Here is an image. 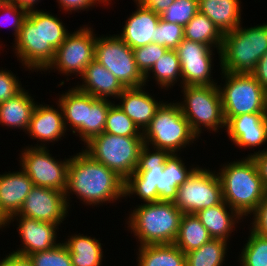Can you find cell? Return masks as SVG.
<instances>
[{"label":"cell","mask_w":267,"mask_h":266,"mask_svg":"<svg viewBox=\"0 0 267 266\" xmlns=\"http://www.w3.org/2000/svg\"><path fill=\"white\" fill-rule=\"evenodd\" d=\"M179 156L178 153L171 154L167 150L149 147L144 143L136 170L124 181V197L137 195L143 204L174 202L178 187L197 168L192 166L187 169Z\"/></svg>","instance_id":"1"},{"label":"cell","mask_w":267,"mask_h":266,"mask_svg":"<svg viewBox=\"0 0 267 266\" xmlns=\"http://www.w3.org/2000/svg\"><path fill=\"white\" fill-rule=\"evenodd\" d=\"M62 20L43 10L28 11L13 49L17 60L29 71H44L53 61L56 49L69 34Z\"/></svg>","instance_id":"2"},{"label":"cell","mask_w":267,"mask_h":266,"mask_svg":"<svg viewBox=\"0 0 267 266\" xmlns=\"http://www.w3.org/2000/svg\"><path fill=\"white\" fill-rule=\"evenodd\" d=\"M70 194H75L81 203L92 207L114 203L124 199V180L82 149L70 157L65 190L68 207L71 206Z\"/></svg>","instance_id":"3"},{"label":"cell","mask_w":267,"mask_h":266,"mask_svg":"<svg viewBox=\"0 0 267 266\" xmlns=\"http://www.w3.org/2000/svg\"><path fill=\"white\" fill-rule=\"evenodd\" d=\"M217 174L222 184L223 201L243 219L251 216L267 192L253 158L224 163Z\"/></svg>","instance_id":"4"},{"label":"cell","mask_w":267,"mask_h":266,"mask_svg":"<svg viewBox=\"0 0 267 266\" xmlns=\"http://www.w3.org/2000/svg\"><path fill=\"white\" fill-rule=\"evenodd\" d=\"M129 214L128 229L140 246H146L173 244L183 213L173 202L158 201L136 205Z\"/></svg>","instance_id":"5"},{"label":"cell","mask_w":267,"mask_h":266,"mask_svg":"<svg viewBox=\"0 0 267 266\" xmlns=\"http://www.w3.org/2000/svg\"><path fill=\"white\" fill-rule=\"evenodd\" d=\"M267 52V23L224 33L220 50V70L229 73H251Z\"/></svg>","instance_id":"6"},{"label":"cell","mask_w":267,"mask_h":266,"mask_svg":"<svg viewBox=\"0 0 267 266\" xmlns=\"http://www.w3.org/2000/svg\"><path fill=\"white\" fill-rule=\"evenodd\" d=\"M198 139L183 116L178 102H163L143 131L144 143L172 153L181 152Z\"/></svg>","instance_id":"7"},{"label":"cell","mask_w":267,"mask_h":266,"mask_svg":"<svg viewBox=\"0 0 267 266\" xmlns=\"http://www.w3.org/2000/svg\"><path fill=\"white\" fill-rule=\"evenodd\" d=\"M83 149L94 160L113 170L124 181L136 170L143 137L118 136L103 132L92 137Z\"/></svg>","instance_id":"8"},{"label":"cell","mask_w":267,"mask_h":266,"mask_svg":"<svg viewBox=\"0 0 267 266\" xmlns=\"http://www.w3.org/2000/svg\"><path fill=\"white\" fill-rule=\"evenodd\" d=\"M221 72L225 82L218 88L226 123L237 115L267 113V91L251 73Z\"/></svg>","instance_id":"9"},{"label":"cell","mask_w":267,"mask_h":266,"mask_svg":"<svg viewBox=\"0 0 267 266\" xmlns=\"http://www.w3.org/2000/svg\"><path fill=\"white\" fill-rule=\"evenodd\" d=\"M181 92L179 107L198 138L203 127L209 132L226 128L218 85L182 86Z\"/></svg>","instance_id":"10"},{"label":"cell","mask_w":267,"mask_h":266,"mask_svg":"<svg viewBox=\"0 0 267 266\" xmlns=\"http://www.w3.org/2000/svg\"><path fill=\"white\" fill-rule=\"evenodd\" d=\"M96 37L94 59L110 71L125 87L145 86L133 49L117 34Z\"/></svg>","instance_id":"11"},{"label":"cell","mask_w":267,"mask_h":266,"mask_svg":"<svg viewBox=\"0 0 267 266\" xmlns=\"http://www.w3.org/2000/svg\"><path fill=\"white\" fill-rule=\"evenodd\" d=\"M222 202V184L217 172L198 166L178 187L173 203L183 214H196Z\"/></svg>","instance_id":"12"},{"label":"cell","mask_w":267,"mask_h":266,"mask_svg":"<svg viewBox=\"0 0 267 266\" xmlns=\"http://www.w3.org/2000/svg\"><path fill=\"white\" fill-rule=\"evenodd\" d=\"M79 29V30H78ZM69 33L56 49L53 61L44 70L55 69L67 76L80 77L85 68L94 60L96 35L93 28L84 25Z\"/></svg>","instance_id":"13"},{"label":"cell","mask_w":267,"mask_h":266,"mask_svg":"<svg viewBox=\"0 0 267 266\" xmlns=\"http://www.w3.org/2000/svg\"><path fill=\"white\" fill-rule=\"evenodd\" d=\"M46 147L27 146L21 151L20 168L34 186L57 189L65 193L70 158L55 159Z\"/></svg>","instance_id":"14"},{"label":"cell","mask_w":267,"mask_h":266,"mask_svg":"<svg viewBox=\"0 0 267 266\" xmlns=\"http://www.w3.org/2000/svg\"><path fill=\"white\" fill-rule=\"evenodd\" d=\"M214 50L209 45L185 38L181 41L175 51L181 63L182 86L217 85L211 77Z\"/></svg>","instance_id":"15"},{"label":"cell","mask_w":267,"mask_h":266,"mask_svg":"<svg viewBox=\"0 0 267 266\" xmlns=\"http://www.w3.org/2000/svg\"><path fill=\"white\" fill-rule=\"evenodd\" d=\"M68 209L64 192L34 186L16 215L60 225L67 217Z\"/></svg>","instance_id":"16"},{"label":"cell","mask_w":267,"mask_h":266,"mask_svg":"<svg viewBox=\"0 0 267 266\" xmlns=\"http://www.w3.org/2000/svg\"><path fill=\"white\" fill-rule=\"evenodd\" d=\"M15 219L19 223L17 230L23 246L11 253L27 257L35 252L49 250L60 243L56 242L59 225L14 215L8 220V226Z\"/></svg>","instance_id":"17"},{"label":"cell","mask_w":267,"mask_h":266,"mask_svg":"<svg viewBox=\"0 0 267 266\" xmlns=\"http://www.w3.org/2000/svg\"><path fill=\"white\" fill-rule=\"evenodd\" d=\"M225 129L237 147L259 148L267 142V113L237 115L226 123Z\"/></svg>","instance_id":"18"},{"label":"cell","mask_w":267,"mask_h":266,"mask_svg":"<svg viewBox=\"0 0 267 266\" xmlns=\"http://www.w3.org/2000/svg\"><path fill=\"white\" fill-rule=\"evenodd\" d=\"M56 104L59 109L53 108L54 105L36 104L26 134L29 133L30 138L37 139L40 144L31 145L32 147L46 148L48 143L57 142L66 135L63 112L60 105L57 102Z\"/></svg>","instance_id":"19"},{"label":"cell","mask_w":267,"mask_h":266,"mask_svg":"<svg viewBox=\"0 0 267 266\" xmlns=\"http://www.w3.org/2000/svg\"><path fill=\"white\" fill-rule=\"evenodd\" d=\"M137 5L136 11L125 21L123 30L117 34L132 49L155 43L156 26L160 21V14L144 7L134 0Z\"/></svg>","instance_id":"20"},{"label":"cell","mask_w":267,"mask_h":266,"mask_svg":"<svg viewBox=\"0 0 267 266\" xmlns=\"http://www.w3.org/2000/svg\"><path fill=\"white\" fill-rule=\"evenodd\" d=\"M20 170L0 174V213L7 221L18 214L27 195L34 187L29 176L22 169Z\"/></svg>","instance_id":"21"},{"label":"cell","mask_w":267,"mask_h":266,"mask_svg":"<svg viewBox=\"0 0 267 266\" xmlns=\"http://www.w3.org/2000/svg\"><path fill=\"white\" fill-rule=\"evenodd\" d=\"M129 87L119 95L118 107L137 125L143 132L155 116L157 109L163 101L155 100L145 87Z\"/></svg>","instance_id":"22"},{"label":"cell","mask_w":267,"mask_h":266,"mask_svg":"<svg viewBox=\"0 0 267 266\" xmlns=\"http://www.w3.org/2000/svg\"><path fill=\"white\" fill-rule=\"evenodd\" d=\"M57 102L63 112L66 130H69L67 128L70 127L72 133L75 136L79 135L80 140L85 145L87 143V116L88 108H91V95L73 86L67 92L59 95Z\"/></svg>","instance_id":"23"},{"label":"cell","mask_w":267,"mask_h":266,"mask_svg":"<svg viewBox=\"0 0 267 266\" xmlns=\"http://www.w3.org/2000/svg\"><path fill=\"white\" fill-rule=\"evenodd\" d=\"M80 79L82 85L78 83L75 87L100 99H117L125 89L120 81L95 59L85 68Z\"/></svg>","instance_id":"24"},{"label":"cell","mask_w":267,"mask_h":266,"mask_svg":"<svg viewBox=\"0 0 267 266\" xmlns=\"http://www.w3.org/2000/svg\"><path fill=\"white\" fill-rule=\"evenodd\" d=\"M195 215L213 239H222L227 242L230 234L235 231L236 224L240 219L243 221V218L224 201L221 204L204 208Z\"/></svg>","instance_id":"25"},{"label":"cell","mask_w":267,"mask_h":266,"mask_svg":"<svg viewBox=\"0 0 267 266\" xmlns=\"http://www.w3.org/2000/svg\"><path fill=\"white\" fill-rule=\"evenodd\" d=\"M34 100L28 90L23 88L11 99L0 103V124L26 133L37 104Z\"/></svg>","instance_id":"26"},{"label":"cell","mask_w":267,"mask_h":266,"mask_svg":"<svg viewBox=\"0 0 267 266\" xmlns=\"http://www.w3.org/2000/svg\"><path fill=\"white\" fill-rule=\"evenodd\" d=\"M199 12L206 15L224 34L241 25V1L198 0Z\"/></svg>","instance_id":"27"},{"label":"cell","mask_w":267,"mask_h":266,"mask_svg":"<svg viewBox=\"0 0 267 266\" xmlns=\"http://www.w3.org/2000/svg\"><path fill=\"white\" fill-rule=\"evenodd\" d=\"M63 243L68 248L72 266H101L103 249L101 243L95 237L83 234L70 235Z\"/></svg>","instance_id":"28"},{"label":"cell","mask_w":267,"mask_h":266,"mask_svg":"<svg viewBox=\"0 0 267 266\" xmlns=\"http://www.w3.org/2000/svg\"><path fill=\"white\" fill-rule=\"evenodd\" d=\"M138 266H186V256L174 243L139 246Z\"/></svg>","instance_id":"29"},{"label":"cell","mask_w":267,"mask_h":266,"mask_svg":"<svg viewBox=\"0 0 267 266\" xmlns=\"http://www.w3.org/2000/svg\"><path fill=\"white\" fill-rule=\"evenodd\" d=\"M224 34L206 16L198 12L184 26V38L216 48L220 59V50Z\"/></svg>","instance_id":"30"},{"label":"cell","mask_w":267,"mask_h":266,"mask_svg":"<svg viewBox=\"0 0 267 266\" xmlns=\"http://www.w3.org/2000/svg\"><path fill=\"white\" fill-rule=\"evenodd\" d=\"M207 229L195 214H182L178 235L174 244L184 253L200 248L210 241Z\"/></svg>","instance_id":"31"},{"label":"cell","mask_w":267,"mask_h":266,"mask_svg":"<svg viewBox=\"0 0 267 266\" xmlns=\"http://www.w3.org/2000/svg\"><path fill=\"white\" fill-rule=\"evenodd\" d=\"M150 73L162 89L172 88L177 82L182 87L181 63L175 50H167L166 53L158 59L151 70L145 75V85L149 81ZM179 78V79H178ZM172 86V87H171Z\"/></svg>","instance_id":"32"},{"label":"cell","mask_w":267,"mask_h":266,"mask_svg":"<svg viewBox=\"0 0 267 266\" xmlns=\"http://www.w3.org/2000/svg\"><path fill=\"white\" fill-rule=\"evenodd\" d=\"M227 245L225 240L212 238L200 248L185 253L186 266H222L227 256Z\"/></svg>","instance_id":"33"},{"label":"cell","mask_w":267,"mask_h":266,"mask_svg":"<svg viewBox=\"0 0 267 266\" xmlns=\"http://www.w3.org/2000/svg\"><path fill=\"white\" fill-rule=\"evenodd\" d=\"M238 261L240 266H267V237L250 228V235L242 247Z\"/></svg>","instance_id":"34"},{"label":"cell","mask_w":267,"mask_h":266,"mask_svg":"<svg viewBox=\"0 0 267 266\" xmlns=\"http://www.w3.org/2000/svg\"><path fill=\"white\" fill-rule=\"evenodd\" d=\"M104 132L118 136L143 137V132L115 102L108 110Z\"/></svg>","instance_id":"35"},{"label":"cell","mask_w":267,"mask_h":266,"mask_svg":"<svg viewBox=\"0 0 267 266\" xmlns=\"http://www.w3.org/2000/svg\"><path fill=\"white\" fill-rule=\"evenodd\" d=\"M113 103L114 101L109 99H100L91 95V108H88L87 116V142L104 132L108 110Z\"/></svg>","instance_id":"36"},{"label":"cell","mask_w":267,"mask_h":266,"mask_svg":"<svg viewBox=\"0 0 267 266\" xmlns=\"http://www.w3.org/2000/svg\"><path fill=\"white\" fill-rule=\"evenodd\" d=\"M61 242L49 250L32 253L27 258L33 266H72L68 248Z\"/></svg>","instance_id":"37"},{"label":"cell","mask_w":267,"mask_h":266,"mask_svg":"<svg viewBox=\"0 0 267 266\" xmlns=\"http://www.w3.org/2000/svg\"><path fill=\"white\" fill-rule=\"evenodd\" d=\"M199 12L198 0H175L160 16L183 27Z\"/></svg>","instance_id":"38"},{"label":"cell","mask_w":267,"mask_h":266,"mask_svg":"<svg viewBox=\"0 0 267 266\" xmlns=\"http://www.w3.org/2000/svg\"><path fill=\"white\" fill-rule=\"evenodd\" d=\"M184 39V27L177 23H169L160 18L156 26L155 43L175 50Z\"/></svg>","instance_id":"39"},{"label":"cell","mask_w":267,"mask_h":266,"mask_svg":"<svg viewBox=\"0 0 267 266\" xmlns=\"http://www.w3.org/2000/svg\"><path fill=\"white\" fill-rule=\"evenodd\" d=\"M167 50L165 46L157 43H149L148 45L133 49L135 62L141 73L145 76Z\"/></svg>","instance_id":"40"},{"label":"cell","mask_w":267,"mask_h":266,"mask_svg":"<svg viewBox=\"0 0 267 266\" xmlns=\"http://www.w3.org/2000/svg\"><path fill=\"white\" fill-rule=\"evenodd\" d=\"M0 11L3 12L4 18H2L4 21H0V25L2 22H9L6 23L11 25L14 30V36L15 40L20 32V29L22 28V24L27 17L28 11L14 3L8 2L6 0H0ZM0 12V13H1ZM3 15H1L3 17ZM1 18V17H0ZM4 24V23H3ZM2 43V42H0ZM2 46V44L0 45Z\"/></svg>","instance_id":"41"},{"label":"cell","mask_w":267,"mask_h":266,"mask_svg":"<svg viewBox=\"0 0 267 266\" xmlns=\"http://www.w3.org/2000/svg\"><path fill=\"white\" fill-rule=\"evenodd\" d=\"M22 89L21 81L11 70H0V103L11 99Z\"/></svg>","instance_id":"42"},{"label":"cell","mask_w":267,"mask_h":266,"mask_svg":"<svg viewBox=\"0 0 267 266\" xmlns=\"http://www.w3.org/2000/svg\"><path fill=\"white\" fill-rule=\"evenodd\" d=\"M252 224L250 228L257 234L267 237V192L264 200L259 204L255 212L252 214Z\"/></svg>","instance_id":"43"},{"label":"cell","mask_w":267,"mask_h":266,"mask_svg":"<svg viewBox=\"0 0 267 266\" xmlns=\"http://www.w3.org/2000/svg\"><path fill=\"white\" fill-rule=\"evenodd\" d=\"M58 2L59 8L64 10L65 12L71 13L72 11L83 10L86 11L90 9V7H94L95 4H102L107 2L105 0H56Z\"/></svg>","instance_id":"44"},{"label":"cell","mask_w":267,"mask_h":266,"mask_svg":"<svg viewBox=\"0 0 267 266\" xmlns=\"http://www.w3.org/2000/svg\"><path fill=\"white\" fill-rule=\"evenodd\" d=\"M247 157L253 158L257 166L263 186L267 191V149L265 148L263 150H259L258 152H254L252 154L247 155Z\"/></svg>","instance_id":"45"},{"label":"cell","mask_w":267,"mask_h":266,"mask_svg":"<svg viewBox=\"0 0 267 266\" xmlns=\"http://www.w3.org/2000/svg\"><path fill=\"white\" fill-rule=\"evenodd\" d=\"M251 74L267 91V52L259 59L255 69L251 72Z\"/></svg>","instance_id":"46"},{"label":"cell","mask_w":267,"mask_h":266,"mask_svg":"<svg viewBox=\"0 0 267 266\" xmlns=\"http://www.w3.org/2000/svg\"><path fill=\"white\" fill-rule=\"evenodd\" d=\"M154 13L162 14L175 0H137Z\"/></svg>","instance_id":"47"},{"label":"cell","mask_w":267,"mask_h":266,"mask_svg":"<svg viewBox=\"0 0 267 266\" xmlns=\"http://www.w3.org/2000/svg\"><path fill=\"white\" fill-rule=\"evenodd\" d=\"M0 266H33L31 261L24 256H20L14 253H9L5 255L0 261Z\"/></svg>","instance_id":"48"},{"label":"cell","mask_w":267,"mask_h":266,"mask_svg":"<svg viewBox=\"0 0 267 266\" xmlns=\"http://www.w3.org/2000/svg\"><path fill=\"white\" fill-rule=\"evenodd\" d=\"M6 1L14 3V4L26 9L27 11L35 10L36 9L35 4L38 5V3L40 2V0H6Z\"/></svg>","instance_id":"49"},{"label":"cell","mask_w":267,"mask_h":266,"mask_svg":"<svg viewBox=\"0 0 267 266\" xmlns=\"http://www.w3.org/2000/svg\"><path fill=\"white\" fill-rule=\"evenodd\" d=\"M8 226V221L5 219V217L0 213V229L2 227Z\"/></svg>","instance_id":"50"},{"label":"cell","mask_w":267,"mask_h":266,"mask_svg":"<svg viewBox=\"0 0 267 266\" xmlns=\"http://www.w3.org/2000/svg\"><path fill=\"white\" fill-rule=\"evenodd\" d=\"M105 1L107 2L108 5H110L112 0H105Z\"/></svg>","instance_id":"51"}]
</instances>
